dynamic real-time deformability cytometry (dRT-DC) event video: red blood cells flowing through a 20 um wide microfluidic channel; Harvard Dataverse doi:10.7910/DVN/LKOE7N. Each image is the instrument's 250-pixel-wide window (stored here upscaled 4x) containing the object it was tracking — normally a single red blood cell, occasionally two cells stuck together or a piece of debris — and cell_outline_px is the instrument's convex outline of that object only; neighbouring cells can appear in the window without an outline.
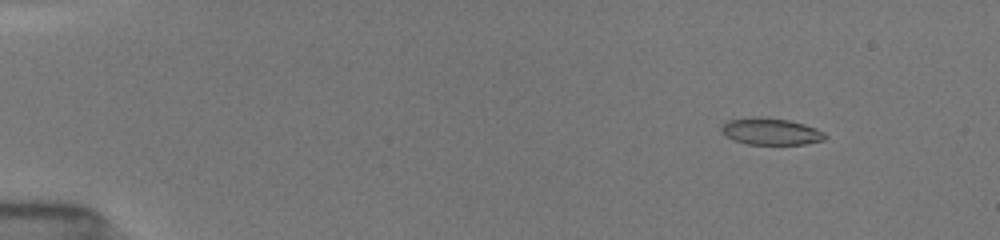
{"species": "common noctule bat (a hibernating species)", "species_latin": "Nyctalus noctula", "temperature_condition": "room temperature", "stored_images_in_passage": 21, "camera_frame_rate_fps": 3000, "um_per_image_px": 0.085, "animal": {"sex": "female", "body_mass_g": 19.5, "forearm_length_mm": 54.1}, "frame": {"image": 1, "passage_image": 4, "time_ms": 1.667, "image_size_px": [1000, 240], "cell_outline_px": [[828, 136], [824, 140], [804, 144], [748, 144], [732, 140], [720, 132], [720, 128], [728, 120], [752, 116], [760, 116], [788, 120], [804, 124], [816, 128], [824, 132]], "centroid_in_image_um": [65.5, 11.17], "position_along_channel_um": 19.5, "area_um2": 16.36}}
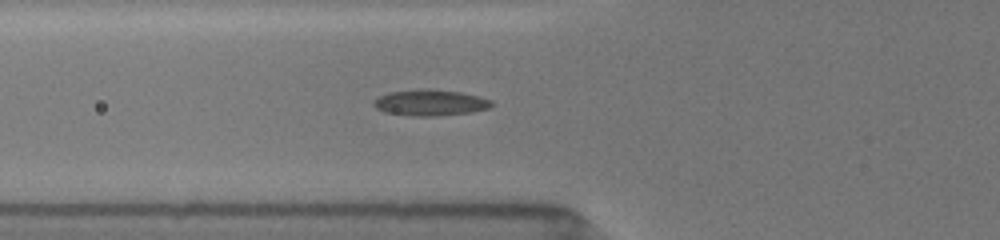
{"frame": {"image": 2, "passage_image": 11, "time_ms": 6.333, "image_size_px": [1000, 240], "cell_outline_px": [[496, 104], [488, 108], [472, 112], [436, 116], [412, 116], [384, 112], [376, 108], [372, 104], [380, 96], [388, 92], [420, 88], [428, 88], [460, 92], [480, 96], [492, 100]], "centroid_in_image_um": [36.6, 8.72], "position_along_channel_um": 89.2, "area_um2": 18.15}}
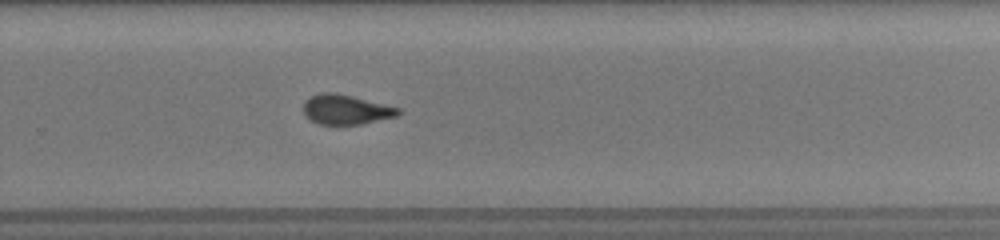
{"frame": {"image": 3, "passage_image": 21, "time_ms": 11.667, "image_size_px": [1000, 240], "cell_outline_px": [[400, 112], [396, 116], [360, 124], [320, 124], [312, 120], [304, 112], [304, 100], [320, 92], [332, 92], [352, 96], [400, 108]], "centroid_in_image_um": [29.39, 9.3], "position_along_channel_um": 300.4, "area_um2": 16.07}}